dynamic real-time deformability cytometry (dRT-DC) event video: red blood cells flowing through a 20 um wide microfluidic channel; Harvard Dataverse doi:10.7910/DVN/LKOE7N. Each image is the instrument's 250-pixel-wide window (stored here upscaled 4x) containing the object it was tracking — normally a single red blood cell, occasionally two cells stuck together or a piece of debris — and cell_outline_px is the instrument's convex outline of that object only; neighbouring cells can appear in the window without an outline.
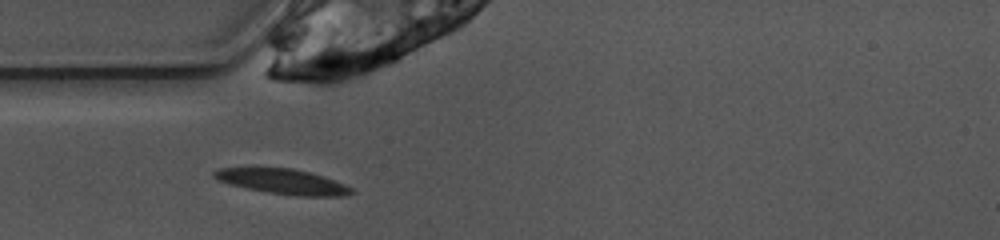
{"species": "common noctule bat (a hibernating species)", "species_latin": "Nyctalus noctula", "temperature_condition": "warm", "stored_images_in_passage": 9, "camera_frame_rate_fps": 3000, "um_per_image_px": 0.085, "animal": {"sex": "female", "body_mass_g": 10.0, "forearm_length_mm": 53.1}, "frame": {"image": 1, "passage_image": 2, "time_ms": 0.333, "image_size_px": [1000, 240], "cell_outline_px": [[352, 192], [348, 196], [296, 196], [268, 192], [228, 184], [212, 176], [212, 172], [220, 168], [292, 168], [308, 172], [344, 184], [352, 188]], "centroid_in_image_um": [24.02, 15.44], "position_along_channel_um": 61.0, "area_um2": 19.71}}
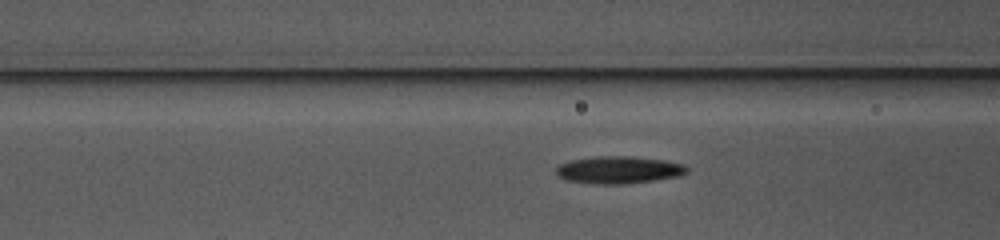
{"frame": {"image": 2, "passage_image": 6, "time_ms": 1.667, "image_size_px": [1000, 240], "cell_outline_px": [[688, 172], [680, 176], [656, 180], [624, 184], [592, 184], [568, 180], [560, 176], [556, 172], [556, 168], [560, 164], [572, 160], [592, 156], [632, 156], [664, 160], [684, 164], [688, 168]], "centroid_in_image_um": [52.63, 14.44], "position_along_channel_um": 114.0, "area_um2": 20.92}}